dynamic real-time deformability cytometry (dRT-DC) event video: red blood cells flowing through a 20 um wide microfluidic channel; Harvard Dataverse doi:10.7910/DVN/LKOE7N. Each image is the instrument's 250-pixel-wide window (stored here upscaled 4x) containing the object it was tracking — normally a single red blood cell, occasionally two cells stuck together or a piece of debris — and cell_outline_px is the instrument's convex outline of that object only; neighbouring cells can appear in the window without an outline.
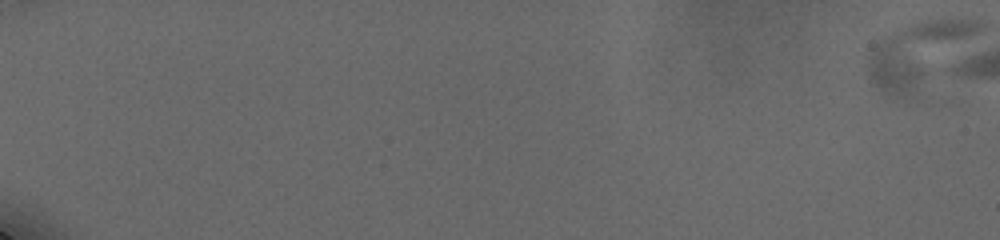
{"species": "human", "species_latin": "Homo sapiens", "temperature_condition": "cold", "stored_images_in_passage": 3, "camera_frame_rate_fps": 3000, "um_per_image_px": 0.085, "donor": {"sex": "male"}, "frame": {"image": 1, "passage_image": 1, "time_ms": 0.0, "image_size_px": [1000, 240], "cell_outline_px": [[980, 28], [916, 92], [896, 100], [892, 100], [880, 92], [872, 84], [868, 72], [868, 52], [884, 36], [900, 28], [912, 24], [928, 20], [976, 20], [980, 24]], "centroid_in_image_um": [77.84, 4.63], "position_along_channel_um": 7.2, "area_um2": 39.02}}